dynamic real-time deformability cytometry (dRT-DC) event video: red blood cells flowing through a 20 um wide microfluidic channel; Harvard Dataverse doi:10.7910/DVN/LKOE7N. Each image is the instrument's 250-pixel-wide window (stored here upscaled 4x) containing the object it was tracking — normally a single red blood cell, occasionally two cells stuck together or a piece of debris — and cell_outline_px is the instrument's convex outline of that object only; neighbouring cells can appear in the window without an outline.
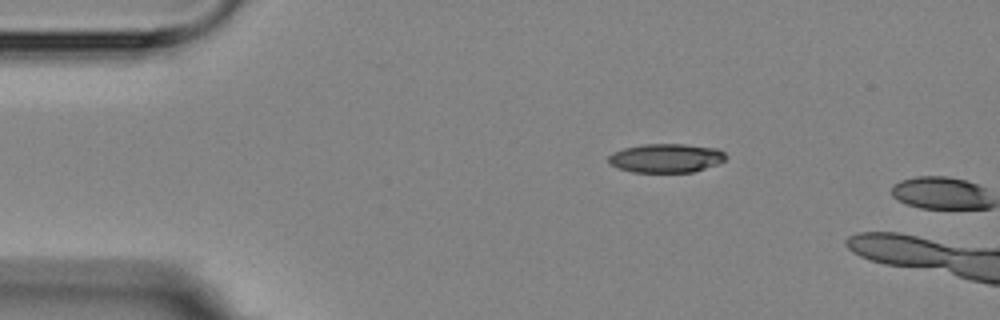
{"species": "Egyptian fruit bat (a non-hibernating species)", "species_latin": "Rousettus aegyptiacus", "temperature_condition": "room temperature", "stored_images_in_passage": 2, "camera_frame_rate_fps": 3000, "um_per_image_px": 0.085, "animal": {"sex": "female"}, "frame": {"image": 1, "passage_image": 1, "time_ms": 0.0, "image_size_px": [1000, 320], "cell_outline_px": [[728, 156], [724, 160], [716, 164], [692, 172], [632, 172], [608, 164], [608, 156], [612, 152], [624, 148], [640, 144], [684, 144], [716, 148], [724, 152]], "centroid_in_image_um": [56.58, 13.43], "position_along_channel_um": 28.4, "area_um2": 19.77}}